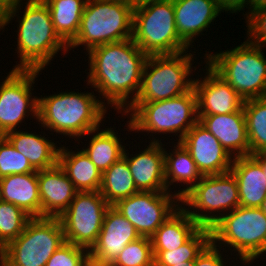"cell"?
Here are the masks:
<instances>
[{"instance_id":"49","label":"cell","mask_w":266,"mask_h":266,"mask_svg":"<svg viewBox=\"0 0 266 266\" xmlns=\"http://www.w3.org/2000/svg\"><path fill=\"white\" fill-rule=\"evenodd\" d=\"M3 1L7 4V3H10V2L15 1V0H3Z\"/></svg>"},{"instance_id":"48","label":"cell","mask_w":266,"mask_h":266,"mask_svg":"<svg viewBox=\"0 0 266 266\" xmlns=\"http://www.w3.org/2000/svg\"><path fill=\"white\" fill-rule=\"evenodd\" d=\"M125 1L131 2V3H133L134 5L137 4V3L139 2V0H125Z\"/></svg>"},{"instance_id":"25","label":"cell","mask_w":266,"mask_h":266,"mask_svg":"<svg viewBox=\"0 0 266 266\" xmlns=\"http://www.w3.org/2000/svg\"><path fill=\"white\" fill-rule=\"evenodd\" d=\"M72 151L60 146L58 164L79 192L99 191L102 173L83 150Z\"/></svg>"},{"instance_id":"15","label":"cell","mask_w":266,"mask_h":266,"mask_svg":"<svg viewBox=\"0 0 266 266\" xmlns=\"http://www.w3.org/2000/svg\"><path fill=\"white\" fill-rule=\"evenodd\" d=\"M189 151L202 176L227 173L233 157L199 121L180 141Z\"/></svg>"},{"instance_id":"18","label":"cell","mask_w":266,"mask_h":266,"mask_svg":"<svg viewBox=\"0 0 266 266\" xmlns=\"http://www.w3.org/2000/svg\"><path fill=\"white\" fill-rule=\"evenodd\" d=\"M147 148L133 155L124 149L134 183L139 191L169 192L165 183L164 147L162 142H148Z\"/></svg>"},{"instance_id":"20","label":"cell","mask_w":266,"mask_h":266,"mask_svg":"<svg viewBox=\"0 0 266 266\" xmlns=\"http://www.w3.org/2000/svg\"><path fill=\"white\" fill-rule=\"evenodd\" d=\"M198 121L219 140L233 158L249 155V140L243 107L229 114L198 115Z\"/></svg>"},{"instance_id":"28","label":"cell","mask_w":266,"mask_h":266,"mask_svg":"<svg viewBox=\"0 0 266 266\" xmlns=\"http://www.w3.org/2000/svg\"><path fill=\"white\" fill-rule=\"evenodd\" d=\"M91 134L89 145L87 144L86 147L85 144V148L83 147L82 150L98 170L103 173L123 156L125 149V146L122 145L124 144L123 139L118 137V131L116 133L113 127L104 128V130L97 128L86 135L88 137Z\"/></svg>"},{"instance_id":"47","label":"cell","mask_w":266,"mask_h":266,"mask_svg":"<svg viewBox=\"0 0 266 266\" xmlns=\"http://www.w3.org/2000/svg\"><path fill=\"white\" fill-rule=\"evenodd\" d=\"M262 170H263V173L266 177V162L262 160Z\"/></svg>"},{"instance_id":"39","label":"cell","mask_w":266,"mask_h":266,"mask_svg":"<svg viewBox=\"0 0 266 266\" xmlns=\"http://www.w3.org/2000/svg\"><path fill=\"white\" fill-rule=\"evenodd\" d=\"M221 10L229 14L238 13L244 8H248L249 11V0H216Z\"/></svg>"},{"instance_id":"3","label":"cell","mask_w":266,"mask_h":266,"mask_svg":"<svg viewBox=\"0 0 266 266\" xmlns=\"http://www.w3.org/2000/svg\"><path fill=\"white\" fill-rule=\"evenodd\" d=\"M93 93V94H92ZM60 92L38 97V122L45 129L65 137L80 139L100 128L108 106L94 92ZM101 123V124H100Z\"/></svg>"},{"instance_id":"31","label":"cell","mask_w":266,"mask_h":266,"mask_svg":"<svg viewBox=\"0 0 266 266\" xmlns=\"http://www.w3.org/2000/svg\"><path fill=\"white\" fill-rule=\"evenodd\" d=\"M211 242L209 227H201L185 244L177 249L153 251L154 266H173L183 262H194L197 256Z\"/></svg>"},{"instance_id":"4","label":"cell","mask_w":266,"mask_h":266,"mask_svg":"<svg viewBox=\"0 0 266 266\" xmlns=\"http://www.w3.org/2000/svg\"><path fill=\"white\" fill-rule=\"evenodd\" d=\"M122 115L127 117V128L132 131L148 132L150 142H161L154 136L173 134L178 142L198 122L197 96L194 88L185 94L156 102H133ZM155 134V135H153Z\"/></svg>"},{"instance_id":"19","label":"cell","mask_w":266,"mask_h":266,"mask_svg":"<svg viewBox=\"0 0 266 266\" xmlns=\"http://www.w3.org/2000/svg\"><path fill=\"white\" fill-rule=\"evenodd\" d=\"M173 7L178 35L189 48L223 12L216 0H173Z\"/></svg>"},{"instance_id":"42","label":"cell","mask_w":266,"mask_h":266,"mask_svg":"<svg viewBox=\"0 0 266 266\" xmlns=\"http://www.w3.org/2000/svg\"><path fill=\"white\" fill-rule=\"evenodd\" d=\"M81 266H104L101 265L100 263H98L97 261L91 259L90 257H88Z\"/></svg>"},{"instance_id":"10","label":"cell","mask_w":266,"mask_h":266,"mask_svg":"<svg viewBox=\"0 0 266 266\" xmlns=\"http://www.w3.org/2000/svg\"><path fill=\"white\" fill-rule=\"evenodd\" d=\"M180 203L201 227L210 228L223 215L240 206L236 178L231 171L203 176L180 198Z\"/></svg>"},{"instance_id":"24","label":"cell","mask_w":266,"mask_h":266,"mask_svg":"<svg viewBox=\"0 0 266 266\" xmlns=\"http://www.w3.org/2000/svg\"><path fill=\"white\" fill-rule=\"evenodd\" d=\"M15 149L21 152L35 170L49 169L58 164L60 146L45 135L12 130L4 135Z\"/></svg>"},{"instance_id":"44","label":"cell","mask_w":266,"mask_h":266,"mask_svg":"<svg viewBox=\"0 0 266 266\" xmlns=\"http://www.w3.org/2000/svg\"><path fill=\"white\" fill-rule=\"evenodd\" d=\"M3 261H4V247L0 243V266H3Z\"/></svg>"},{"instance_id":"32","label":"cell","mask_w":266,"mask_h":266,"mask_svg":"<svg viewBox=\"0 0 266 266\" xmlns=\"http://www.w3.org/2000/svg\"><path fill=\"white\" fill-rule=\"evenodd\" d=\"M249 140V155H256L266 146V97L244 101Z\"/></svg>"},{"instance_id":"8","label":"cell","mask_w":266,"mask_h":266,"mask_svg":"<svg viewBox=\"0 0 266 266\" xmlns=\"http://www.w3.org/2000/svg\"><path fill=\"white\" fill-rule=\"evenodd\" d=\"M210 230L211 242L221 249L233 248L231 252H237L244 265L266 254V215L260 207L238 206L217 220Z\"/></svg>"},{"instance_id":"36","label":"cell","mask_w":266,"mask_h":266,"mask_svg":"<svg viewBox=\"0 0 266 266\" xmlns=\"http://www.w3.org/2000/svg\"><path fill=\"white\" fill-rule=\"evenodd\" d=\"M88 257L87 248L65 242L54 252L45 266H81Z\"/></svg>"},{"instance_id":"35","label":"cell","mask_w":266,"mask_h":266,"mask_svg":"<svg viewBox=\"0 0 266 266\" xmlns=\"http://www.w3.org/2000/svg\"><path fill=\"white\" fill-rule=\"evenodd\" d=\"M35 171L28 159L5 136H0V178Z\"/></svg>"},{"instance_id":"43","label":"cell","mask_w":266,"mask_h":266,"mask_svg":"<svg viewBox=\"0 0 266 266\" xmlns=\"http://www.w3.org/2000/svg\"><path fill=\"white\" fill-rule=\"evenodd\" d=\"M261 160L266 162V146L262 148L257 154H256Z\"/></svg>"},{"instance_id":"22","label":"cell","mask_w":266,"mask_h":266,"mask_svg":"<svg viewBox=\"0 0 266 266\" xmlns=\"http://www.w3.org/2000/svg\"><path fill=\"white\" fill-rule=\"evenodd\" d=\"M230 171L238 184L240 206L261 207L266 197V177L262 170V160L257 155L233 158Z\"/></svg>"},{"instance_id":"2","label":"cell","mask_w":266,"mask_h":266,"mask_svg":"<svg viewBox=\"0 0 266 266\" xmlns=\"http://www.w3.org/2000/svg\"><path fill=\"white\" fill-rule=\"evenodd\" d=\"M24 1L15 0L5 6L4 28L16 16L19 23L15 53L20 61L13 67L44 70L59 51L69 52L68 45L56 33L48 6L42 0Z\"/></svg>"},{"instance_id":"27","label":"cell","mask_w":266,"mask_h":266,"mask_svg":"<svg viewBox=\"0 0 266 266\" xmlns=\"http://www.w3.org/2000/svg\"><path fill=\"white\" fill-rule=\"evenodd\" d=\"M201 226L180 206L150 237L153 251L177 249Z\"/></svg>"},{"instance_id":"33","label":"cell","mask_w":266,"mask_h":266,"mask_svg":"<svg viewBox=\"0 0 266 266\" xmlns=\"http://www.w3.org/2000/svg\"><path fill=\"white\" fill-rule=\"evenodd\" d=\"M31 218L21 208L0 199V243L3 247L21 235Z\"/></svg>"},{"instance_id":"46","label":"cell","mask_w":266,"mask_h":266,"mask_svg":"<svg viewBox=\"0 0 266 266\" xmlns=\"http://www.w3.org/2000/svg\"><path fill=\"white\" fill-rule=\"evenodd\" d=\"M173 266H194L193 262H183V264L173 265Z\"/></svg>"},{"instance_id":"1","label":"cell","mask_w":266,"mask_h":266,"mask_svg":"<svg viewBox=\"0 0 266 266\" xmlns=\"http://www.w3.org/2000/svg\"><path fill=\"white\" fill-rule=\"evenodd\" d=\"M87 53V85L96 88L94 91L100 93L104 105L115 107L117 114H122L139 93L148 55L132 38L99 45Z\"/></svg>"},{"instance_id":"16","label":"cell","mask_w":266,"mask_h":266,"mask_svg":"<svg viewBox=\"0 0 266 266\" xmlns=\"http://www.w3.org/2000/svg\"><path fill=\"white\" fill-rule=\"evenodd\" d=\"M202 79L194 78L193 88L197 96V115H219L237 112L244 99L207 63Z\"/></svg>"},{"instance_id":"13","label":"cell","mask_w":266,"mask_h":266,"mask_svg":"<svg viewBox=\"0 0 266 266\" xmlns=\"http://www.w3.org/2000/svg\"><path fill=\"white\" fill-rule=\"evenodd\" d=\"M109 206L99 191L78 192L59 217L65 241L90 250L97 242Z\"/></svg>"},{"instance_id":"29","label":"cell","mask_w":266,"mask_h":266,"mask_svg":"<svg viewBox=\"0 0 266 266\" xmlns=\"http://www.w3.org/2000/svg\"><path fill=\"white\" fill-rule=\"evenodd\" d=\"M58 36L69 45L77 36L87 0H42Z\"/></svg>"},{"instance_id":"9","label":"cell","mask_w":266,"mask_h":266,"mask_svg":"<svg viewBox=\"0 0 266 266\" xmlns=\"http://www.w3.org/2000/svg\"><path fill=\"white\" fill-rule=\"evenodd\" d=\"M187 52L189 50L175 54L149 55L134 102L167 100L190 91L194 82L192 72L197 68L192 66L195 54Z\"/></svg>"},{"instance_id":"21","label":"cell","mask_w":266,"mask_h":266,"mask_svg":"<svg viewBox=\"0 0 266 266\" xmlns=\"http://www.w3.org/2000/svg\"><path fill=\"white\" fill-rule=\"evenodd\" d=\"M41 217H60L79 192L64 170L56 166L37 170Z\"/></svg>"},{"instance_id":"38","label":"cell","mask_w":266,"mask_h":266,"mask_svg":"<svg viewBox=\"0 0 266 266\" xmlns=\"http://www.w3.org/2000/svg\"><path fill=\"white\" fill-rule=\"evenodd\" d=\"M221 248L210 242L194 260V266H225Z\"/></svg>"},{"instance_id":"37","label":"cell","mask_w":266,"mask_h":266,"mask_svg":"<svg viewBox=\"0 0 266 266\" xmlns=\"http://www.w3.org/2000/svg\"><path fill=\"white\" fill-rule=\"evenodd\" d=\"M246 16V18H245ZM246 19L247 41L266 48V7L248 12Z\"/></svg>"},{"instance_id":"6","label":"cell","mask_w":266,"mask_h":266,"mask_svg":"<svg viewBox=\"0 0 266 266\" xmlns=\"http://www.w3.org/2000/svg\"><path fill=\"white\" fill-rule=\"evenodd\" d=\"M134 4L125 0H87L76 38L68 50L92 48L132 38Z\"/></svg>"},{"instance_id":"34","label":"cell","mask_w":266,"mask_h":266,"mask_svg":"<svg viewBox=\"0 0 266 266\" xmlns=\"http://www.w3.org/2000/svg\"><path fill=\"white\" fill-rule=\"evenodd\" d=\"M109 266H154L151 239L139 237L128 243Z\"/></svg>"},{"instance_id":"26","label":"cell","mask_w":266,"mask_h":266,"mask_svg":"<svg viewBox=\"0 0 266 266\" xmlns=\"http://www.w3.org/2000/svg\"><path fill=\"white\" fill-rule=\"evenodd\" d=\"M177 144V145H175ZM174 149L169 153L164 148V166H165V183L167 191L171 190V185L174 183L186 184L185 188L174 191L180 198L187 193L195 184L202 179V174L199 172L196 163L192 159L189 151L181 142H175ZM167 150V151H166Z\"/></svg>"},{"instance_id":"17","label":"cell","mask_w":266,"mask_h":266,"mask_svg":"<svg viewBox=\"0 0 266 266\" xmlns=\"http://www.w3.org/2000/svg\"><path fill=\"white\" fill-rule=\"evenodd\" d=\"M141 237L135 227L110 205L107 209L97 242L89 250V257L109 266L124 247Z\"/></svg>"},{"instance_id":"5","label":"cell","mask_w":266,"mask_h":266,"mask_svg":"<svg viewBox=\"0 0 266 266\" xmlns=\"http://www.w3.org/2000/svg\"><path fill=\"white\" fill-rule=\"evenodd\" d=\"M264 48L247 40L235 48L208 53L204 60L243 99L266 97V55Z\"/></svg>"},{"instance_id":"14","label":"cell","mask_w":266,"mask_h":266,"mask_svg":"<svg viewBox=\"0 0 266 266\" xmlns=\"http://www.w3.org/2000/svg\"><path fill=\"white\" fill-rule=\"evenodd\" d=\"M141 237H151L181 206L174 192L139 191L113 205Z\"/></svg>"},{"instance_id":"40","label":"cell","mask_w":266,"mask_h":266,"mask_svg":"<svg viewBox=\"0 0 266 266\" xmlns=\"http://www.w3.org/2000/svg\"><path fill=\"white\" fill-rule=\"evenodd\" d=\"M266 7V0H249V12Z\"/></svg>"},{"instance_id":"11","label":"cell","mask_w":266,"mask_h":266,"mask_svg":"<svg viewBox=\"0 0 266 266\" xmlns=\"http://www.w3.org/2000/svg\"><path fill=\"white\" fill-rule=\"evenodd\" d=\"M65 242L59 217H33L21 235L4 247L3 266H45Z\"/></svg>"},{"instance_id":"7","label":"cell","mask_w":266,"mask_h":266,"mask_svg":"<svg viewBox=\"0 0 266 266\" xmlns=\"http://www.w3.org/2000/svg\"><path fill=\"white\" fill-rule=\"evenodd\" d=\"M132 40L148 56L189 49L176 29L173 0H146L135 4Z\"/></svg>"},{"instance_id":"12","label":"cell","mask_w":266,"mask_h":266,"mask_svg":"<svg viewBox=\"0 0 266 266\" xmlns=\"http://www.w3.org/2000/svg\"><path fill=\"white\" fill-rule=\"evenodd\" d=\"M40 72L12 68L0 83V136L16 130L27 117L38 120V97L32 91Z\"/></svg>"},{"instance_id":"30","label":"cell","mask_w":266,"mask_h":266,"mask_svg":"<svg viewBox=\"0 0 266 266\" xmlns=\"http://www.w3.org/2000/svg\"><path fill=\"white\" fill-rule=\"evenodd\" d=\"M99 192L109 205L139 192L123 156L102 173Z\"/></svg>"},{"instance_id":"41","label":"cell","mask_w":266,"mask_h":266,"mask_svg":"<svg viewBox=\"0 0 266 266\" xmlns=\"http://www.w3.org/2000/svg\"><path fill=\"white\" fill-rule=\"evenodd\" d=\"M5 6L6 3L0 0V31L4 29Z\"/></svg>"},{"instance_id":"45","label":"cell","mask_w":266,"mask_h":266,"mask_svg":"<svg viewBox=\"0 0 266 266\" xmlns=\"http://www.w3.org/2000/svg\"><path fill=\"white\" fill-rule=\"evenodd\" d=\"M261 210L265 213V215H266V197H265V199L263 200V202H262V205H261Z\"/></svg>"},{"instance_id":"23","label":"cell","mask_w":266,"mask_h":266,"mask_svg":"<svg viewBox=\"0 0 266 266\" xmlns=\"http://www.w3.org/2000/svg\"><path fill=\"white\" fill-rule=\"evenodd\" d=\"M0 199L21 208L30 217H41L37 170L0 178Z\"/></svg>"}]
</instances>
